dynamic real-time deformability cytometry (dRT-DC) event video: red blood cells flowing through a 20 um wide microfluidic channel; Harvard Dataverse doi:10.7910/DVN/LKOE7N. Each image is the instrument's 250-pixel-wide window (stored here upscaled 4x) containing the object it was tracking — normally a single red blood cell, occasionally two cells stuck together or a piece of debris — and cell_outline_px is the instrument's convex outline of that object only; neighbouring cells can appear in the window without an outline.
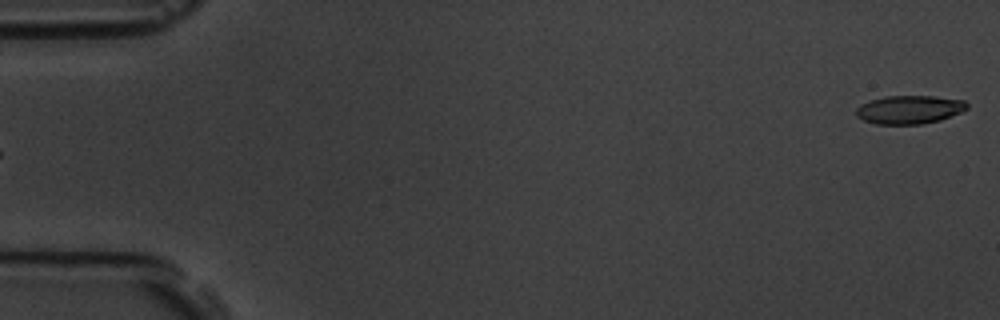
{"species": "common noctule bat (a hibernating species)", "species_latin": "Nyctalus noctula", "temperature_condition": "room temperature", "stored_images_in_passage": 5, "segment_of_instrument_passage": [2, 2], "camera_frame_rate_fps": 3000, "um_per_image_px": 0.085, "animal": {"sex": "male", "body_mass_g": 19.5, "forearm_length_mm": 54.6}, "frame": {"image": 1, "passage_image": 5, "time_ms": 5.333, "image_size_px": [1000, 320], "cell_outline_px": [[968, 108], [960, 112], [940, 120], [920, 124], [876, 124], [864, 120], [856, 116], [856, 108], [860, 104], [868, 100], [884, 96], [932, 96], [964, 100], [968, 104]], "centroid_in_image_um": [77.26, 9.31], "position_along_channel_um": 7.7, "area_um2": 18.38}}